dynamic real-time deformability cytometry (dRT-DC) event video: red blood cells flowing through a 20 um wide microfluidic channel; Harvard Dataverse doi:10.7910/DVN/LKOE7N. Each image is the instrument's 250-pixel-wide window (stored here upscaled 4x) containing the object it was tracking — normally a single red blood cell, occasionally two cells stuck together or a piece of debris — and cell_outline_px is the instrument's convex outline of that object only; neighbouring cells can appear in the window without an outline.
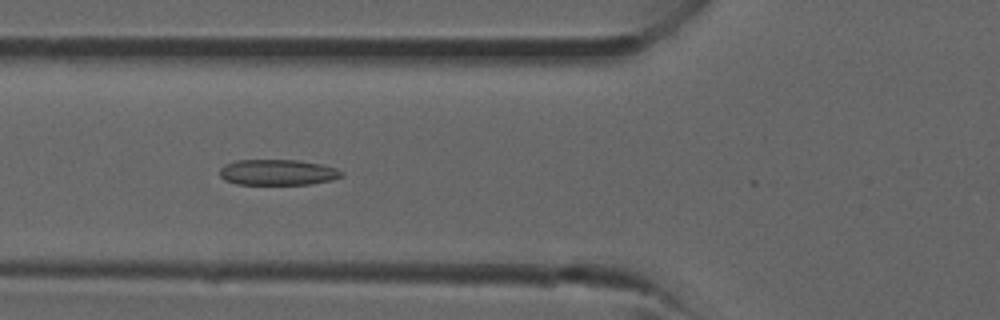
{"species": "common noctule bat (a hibernating species)", "species_latin": "Nyctalus noctula", "temperature_condition": "room temperature", "stored_images_in_passage": 13, "camera_frame_rate_fps": 3000, "um_per_image_px": 0.085, "animal": {"sex": "male", "forearm_length_mm": 52.5}, "frame": {"image": 1, "passage_image": 10, "time_ms": 3.0, "image_size_px": [1000, 320], "cell_outline_px": [[344, 176], [332, 180], [312, 184], [236, 184], [224, 180], [220, 176], [220, 168], [224, 164], [236, 160], [296, 160], [320, 164], [336, 168], [344, 172]], "centroid_in_image_um": [23.6, 14.65], "position_along_channel_um": 102.2, "area_um2": 18.38}}
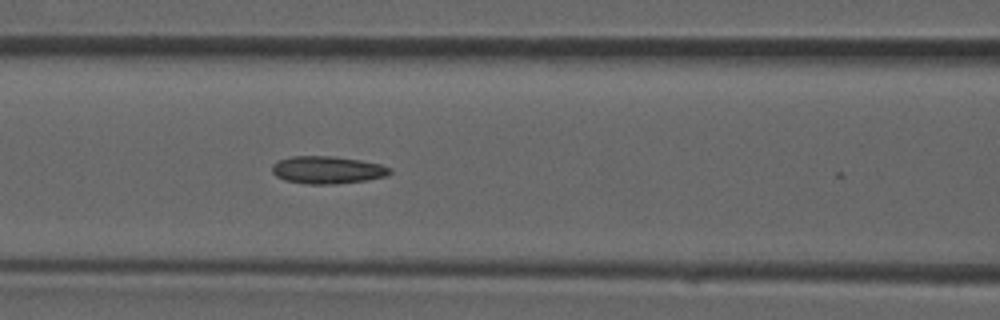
{"frame": {"image": 2, "passage_image": 12, "time_ms": 3.667, "image_size_px": [1000, 320], "cell_outline_px": [[392, 172], [388, 176], [368, 180], [336, 184], [308, 184], [284, 180], [276, 176], [272, 172], [272, 164], [280, 160], [292, 156], [336, 156], [360, 160], [380, 164], [392, 168]], "centroid_in_image_um": [27.86, 14.45], "position_along_channel_um": 138.7, "area_um2": 19.07}}